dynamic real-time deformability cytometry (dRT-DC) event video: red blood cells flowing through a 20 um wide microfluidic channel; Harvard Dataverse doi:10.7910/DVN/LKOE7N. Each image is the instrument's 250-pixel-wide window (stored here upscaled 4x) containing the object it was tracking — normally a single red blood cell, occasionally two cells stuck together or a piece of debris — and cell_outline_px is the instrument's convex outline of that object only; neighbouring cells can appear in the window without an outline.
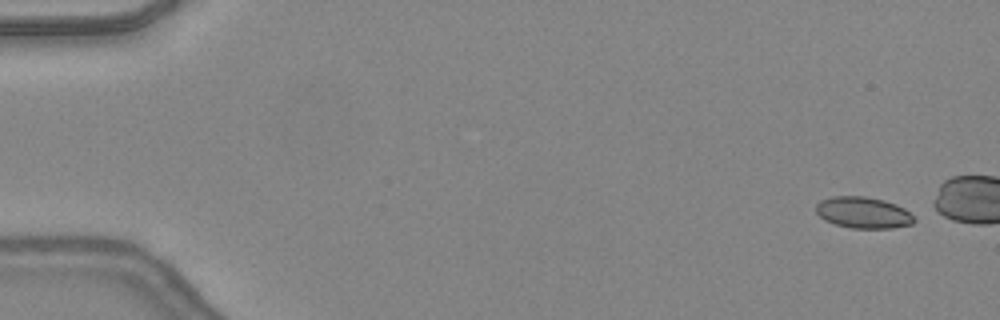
{"species": "common noctule bat (a hibernating species)", "species_latin": "Nyctalus noctula", "temperature_condition": "warm", "stored_images_in_passage": 5, "camera_frame_rate_fps": 3000, "um_per_image_px": 0.085, "animal": {"sex": "female", "body_mass_g": 24.6, "forearm_length_mm": 56.2}, "frame": {"image": 1, "passage_image": 1, "time_ms": 0.0, "image_size_px": [1000, 320], "cell_outline_px": [[916, 220], [912, 224], [892, 228], [852, 228], [836, 224], [824, 220], [816, 212], [816, 204], [820, 200], [832, 196], [864, 196], [884, 200], [896, 204], [904, 208]], "centroid_in_image_um": [73.36, 18.06], "position_along_channel_um": 11.6, "area_um2": 17.92}}